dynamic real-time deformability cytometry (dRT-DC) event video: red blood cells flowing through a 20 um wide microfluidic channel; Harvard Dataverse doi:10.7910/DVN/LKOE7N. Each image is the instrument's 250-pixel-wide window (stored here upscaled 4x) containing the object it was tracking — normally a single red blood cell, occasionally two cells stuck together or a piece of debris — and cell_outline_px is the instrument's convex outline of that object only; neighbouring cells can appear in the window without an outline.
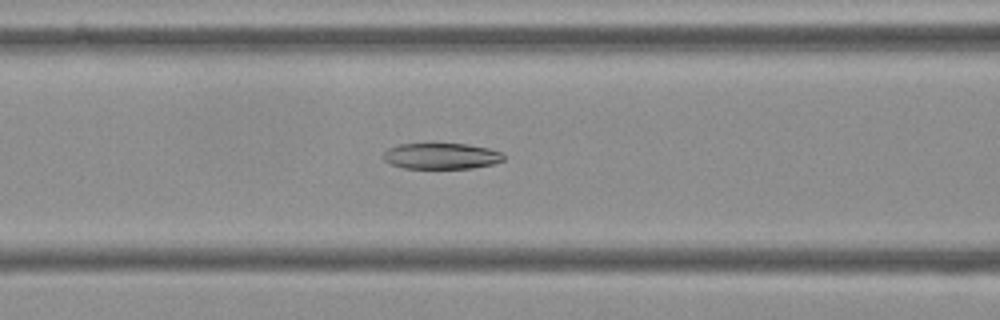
{"species": "Egyptian fruit bat (a non-hibernating species)", "species_latin": "Rousettus aegyptiacus", "temperature_condition": "cold", "stored_images_in_passage": 56, "camera_frame_rate_fps": 3000, "um_per_image_px": 0.085, "frame": {"image": 1, "passage_image": 23, "time_ms": 7.333, "image_size_px": [1000, 320], "cell_outline_px": [[504, 160], [496, 164], [472, 168], [404, 168], [392, 164], [384, 160], [384, 152], [388, 148], [400, 144], [468, 144], [488, 148], [504, 152]], "centroid_in_image_um": [37.58, 13.26], "position_along_channel_um": 129.0, "area_um2": 18.26}}
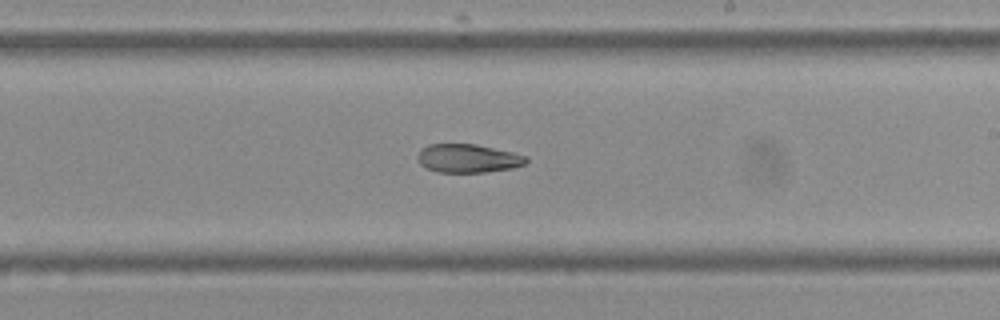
{"frame": {"image": 2, "passage_image": 33, "time_ms": 10.667, "image_size_px": [1000, 320], "cell_outline_px": [[528, 160], [524, 164], [512, 168], [484, 172], [436, 172], [420, 164], [416, 156], [428, 144], [476, 144], [512, 152], [528, 156]], "centroid_in_image_um": [39.79, 13.46], "position_along_channel_um": 249.2, "area_um2": 17.92}}
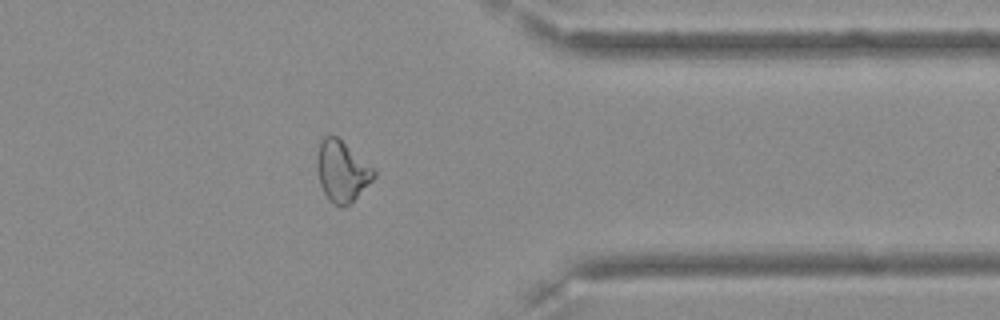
{"frame": {"image": 3, "passage_image": 45, "time_ms": 14.667, "image_size_px": [1000, 320], "cell_outline_px": [[376, 176], [344, 208], [340, 208], [328, 200], [320, 184], [316, 168], [316, 160], [320, 140], [324, 136], [336, 136], [376, 168]], "centroid_in_image_um": [29.06, 14.54], "position_along_channel_um": 382.3, "area_um2": 20.23}, "authors_computed_cell_mechanics": {"area_um2": 20.8947, "velocity_mm_per_s": 3.6036, "shape_relaxation_time_tau1_ms": null, "shape_relaxation_time_tau2_ms": 8.36, "deformation_change_tau1": null, "deformation_change_tau2": 0.156}}